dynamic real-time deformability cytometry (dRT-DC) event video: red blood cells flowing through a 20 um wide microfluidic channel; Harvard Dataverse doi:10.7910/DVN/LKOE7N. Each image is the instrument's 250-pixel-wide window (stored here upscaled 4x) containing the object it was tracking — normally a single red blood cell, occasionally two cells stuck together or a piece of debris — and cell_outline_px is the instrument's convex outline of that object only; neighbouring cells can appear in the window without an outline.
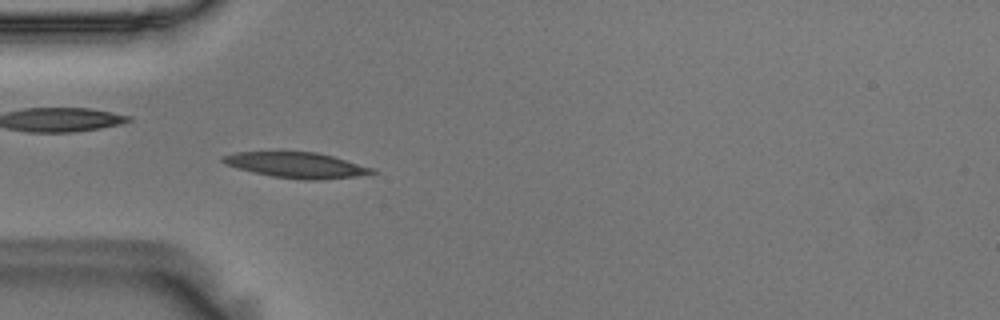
{"species": "Egyptian fruit bat (a non-hibernating species)", "species_latin": "Rousettus aegyptiacus", "temperature_condition": "room temperature", "stored_images_in_passage": 49, "camera_frame_rate_fps": 3000, "um_per_image_px": 0.085, "animal": {"sex": "male"}, "frame": {"image": 1, "passage_image": 17, "time_ms": 5.333, "image_size_px": [1000, 320], "cell_outline_px": [[380, 172], [356, 176], [324, 180], [300, 180], [272, 176], [252, 172], [224, 164], [220, 160], [220, 156], [236, 152], [280, 148], [316, 152], [332, 156], [376, 168]], "centroid_in_image_um": [25.15, 13.98], "position_along_channel_um": 59.9, "area_um2": 23.64}}
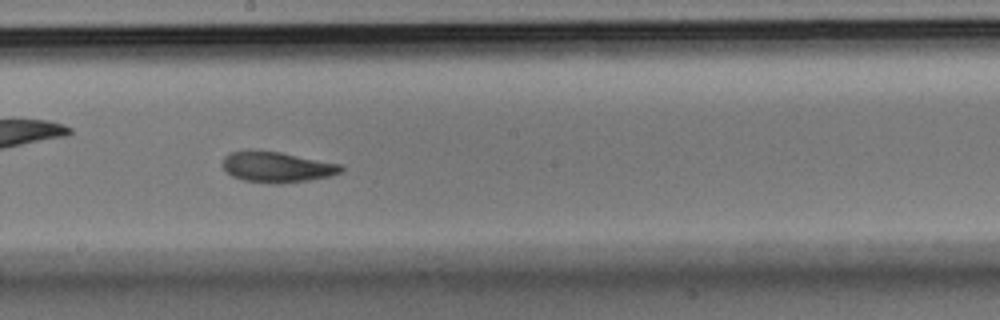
{"frame": {"image": 2, "passage_image": 31, "time_ms": 10.0, "image_size_px": [1000, 320], "cell_outline_px": [[344, 168], [340, 172], [328, 176], [308, 180], [280, 184], [272, 184], [244, 180], [232, 176], [224, 168], [224, 156], [228, 152], [248, 148], [280, 152], [340, 164]], "centroid_in_image_um": [23.48, 14.17], "position_along_channel_um": 224.7, "area_um2": 21.27}}
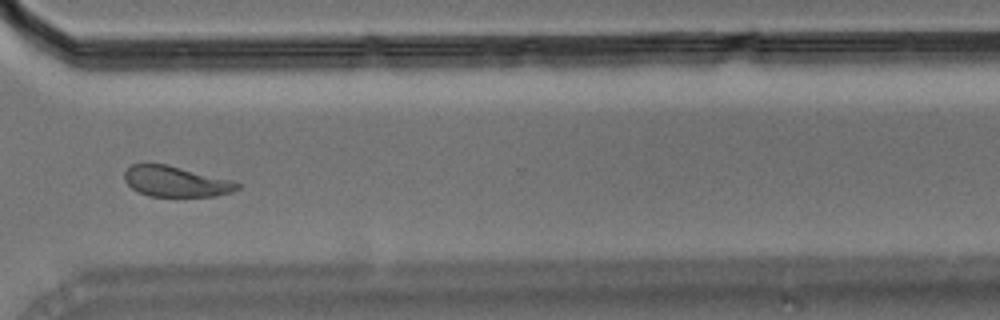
{"frame": {"image": 3, "passage_image": 42, "time_ms": 13.667, "image_size_px": [1000, 320], "cell_outline_px": [[240, 188], [232, 192], [216, 196], [148, 196], [132, 188], [124, 180], [124, 172], [132, 164], [168, 164], [236, 180], [240, 184]], "centroid_in_image_um": [15.01, 15.42], "position_along_channel_um": 355.6, "area_um2": 20.4}, "authors_computed_cell_mechanics": {"area_um2": 21.097, "velocity_mm_per_s": 3.5719, "shape_relaxation_time_tau1_ms": 2.9928, "shape_relaxation_time_tau2_ms": 2.0555, "deformation_change_tau1": 0.1355, "deformation_change_tau2": 0.0892}}